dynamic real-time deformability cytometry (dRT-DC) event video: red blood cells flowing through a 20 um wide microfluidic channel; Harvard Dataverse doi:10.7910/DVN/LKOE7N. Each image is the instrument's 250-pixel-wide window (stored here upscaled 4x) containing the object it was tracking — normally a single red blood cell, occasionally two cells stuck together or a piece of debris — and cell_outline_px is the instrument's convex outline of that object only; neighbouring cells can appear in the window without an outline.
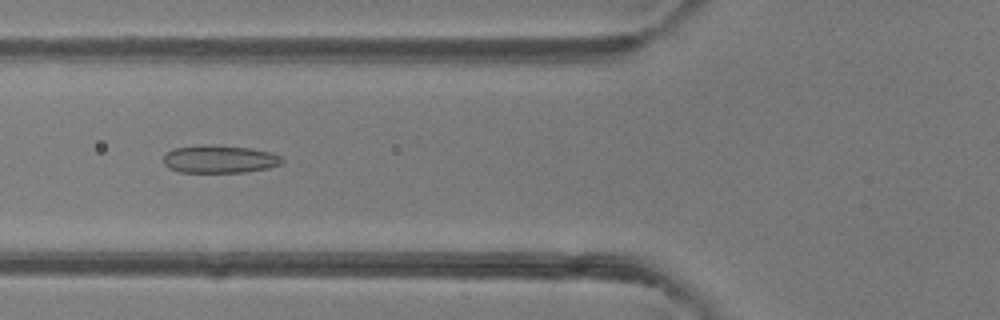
{"species": "common noctule bat (a hibernating species)", "species_latin": "Nyctalus noctula", "temperature_condition": "room temperature", "stored_images_in_passage": 27, "camera_frame_rate_fps": 3000, "um_per_image_px": 0.085, "animal": {"sex": "female"}, "frame": {"image": 1, "passage_image": 19, "time_ms": 6.0, "image_size_px": [1000, 320], "cell_outline_px": [[284, 160], [280, 164], [268, 168], [244, 172], [180, 172], [168, 168], [164, 164], [164, 156], [172, 148], [200, 144], [204, 144], [252, 148], [272, 152], [280, 156]], "centroid_in_image_um": [18.65, 13.51], "position_along_channel_um": 107.2, "area_um2": 19.36}}
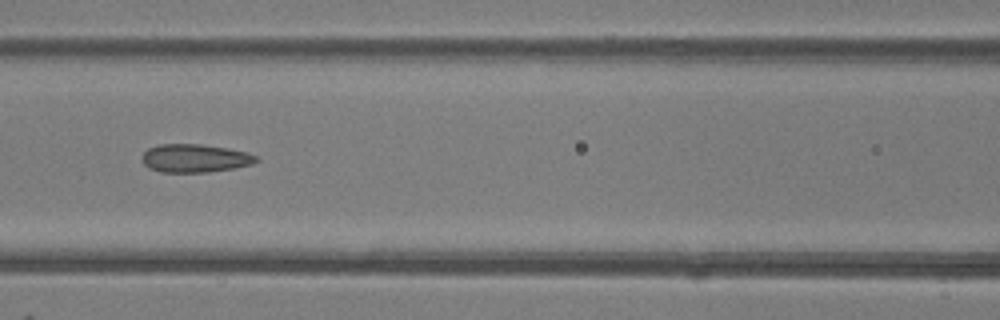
{"frame": {"image": 2, "passage_image": 22, "time_ms": 7.0, "image_size_px": [1000, 320], "cell_outline_px": [[260, 160], [252, 164], [232, 168], [208, 172], [160, 172], [148, 168], [144, 164], [140, 156], [148, 148], [160, 144], [200, 144], [228, 148], [248, 152], [256, 156]], "centroid_in_image_um": [16.55, 13.45], "position_along_channel_um": 150.1, "area_um2": 18.9}}
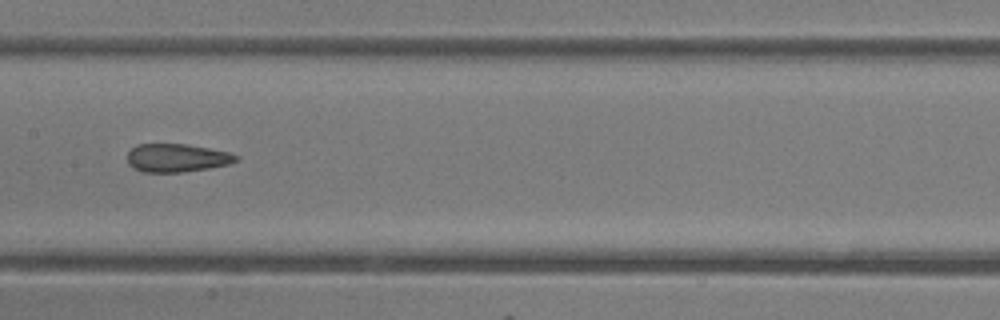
{"frame": {"image": 3, "passage_image": 25, "time_ms": 8.0, "image_size_px": [1000, 320], "cell_outline_px": [[240, 156], [236, 160], [228, 164], [208, 168], [184, 172], [144, 172], [132, 168], [128, 164], [128, 152], [136, 144], [188, 144], [228, 152]], "centroid_in_image_um": [15.0, 13.42], "position_along_channel_um": 192.4, "area_um2": 17.86}}